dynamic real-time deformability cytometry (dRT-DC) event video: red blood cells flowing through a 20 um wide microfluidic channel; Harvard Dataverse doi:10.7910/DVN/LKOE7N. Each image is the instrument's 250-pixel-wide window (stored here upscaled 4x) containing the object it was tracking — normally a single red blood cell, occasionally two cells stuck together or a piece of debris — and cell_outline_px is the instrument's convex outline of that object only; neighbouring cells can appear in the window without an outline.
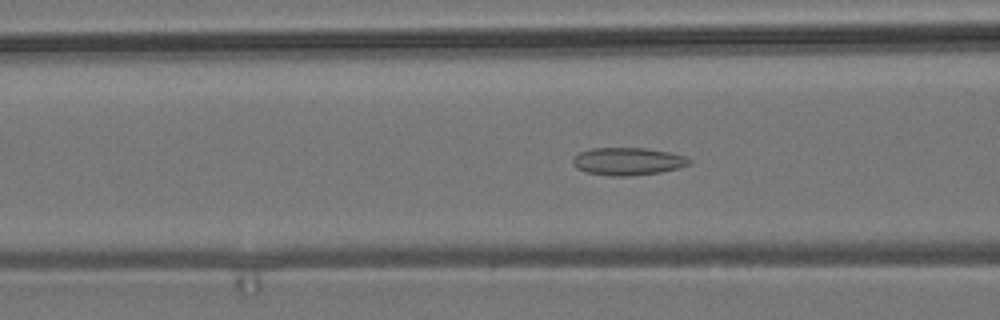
{"species": "common noctule bat (a hibernating species)", "species_latin": "Nyctalus noctula", "temperature_condition": "room temperature", "stored_images_in_passage": 54, "camera_frame_rate_fps": 3000, "um_per_image_px": 0.085, "animal": {"sex": "male", "body_mass_g": 19.2, "forearm_length_mm": 51.8}, "frame": {"image": 1, "passage_image": 21, "time_ms": 6.667, "image_size_px": [1000, 320], "cell_outline_px": [[692, 164], [680, 168], [660, 172], [628, 176], [612, 176], [584, 172], [576, 168], [572, 164], [572, 160], [580, 152], [592, 148], [644, 148], [668, 152], [684, 156], [692, 160]], "centroid_in_image_um": [53.37, 13.72], "position_along_channel_um": 113.2, "area_um2": 18.79}}
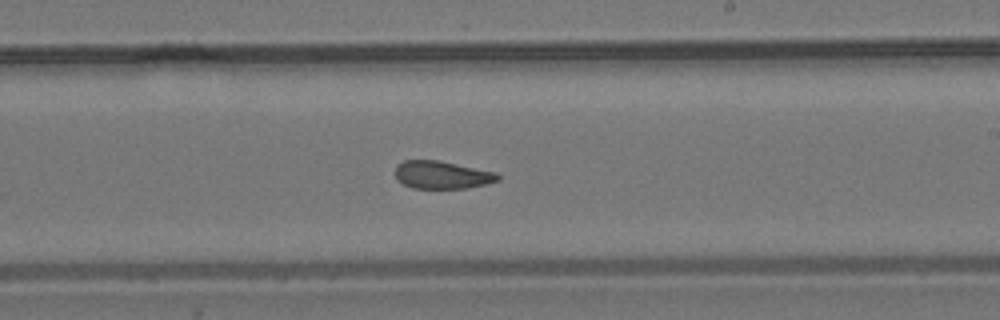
{"frame": {"image": 2, "passage_image": 32, "time_ms": 10.333, "image_size_px": [1000, 320], "cell_outline_px": [[500, 180], [488, 184], [468, 188], [412, 188], [404, 184], [396, 176], [396, 164], [404, 160], [440, 160], [496, 172], [500, 176]], "centroid_in_image_um": [37.61, 14.86], "position_along_channel_um": 251.4, "area_um2": 16.7}}
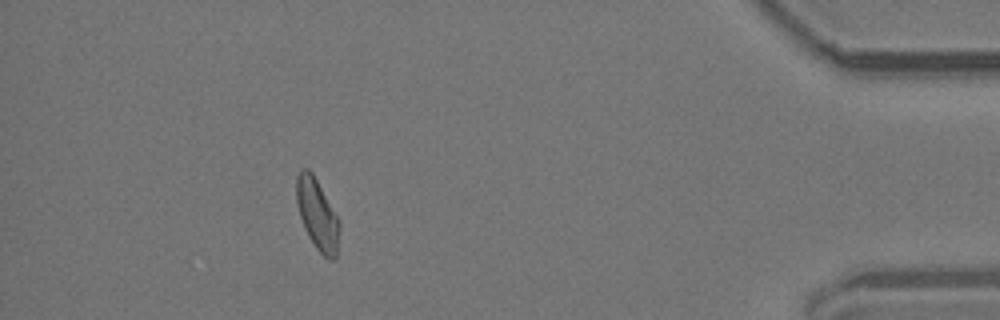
{"frame": {"image": 3, "passage_image": 49, "time_ms": 16.0, "image_size_px": [1000, 320], "cell_outline_px": [[340, 228], [336, 256], [332, 260], [328, 260], [316, 248], [308, 236], [304, 228], [300, 216], [296, 200], [296, 176], [300, 168], [308, 168], [312, 172], [340, 220]], "centroid_in_image_um": [26.97, 18.21], "position_along_channel_um": 408.2, "area_um2": 17.86}, "authors_computed_cell_mechanics": {"area_um2": 17.7446, "velocity_mm_per_s": 3.7653, "shape_relaxation_time_tau1_ms": null, "shape_relaxation_time_tau2_ms": 2.4767, "deformation_change_tau1": null, "deformation_change_tau2": 0.0938}}